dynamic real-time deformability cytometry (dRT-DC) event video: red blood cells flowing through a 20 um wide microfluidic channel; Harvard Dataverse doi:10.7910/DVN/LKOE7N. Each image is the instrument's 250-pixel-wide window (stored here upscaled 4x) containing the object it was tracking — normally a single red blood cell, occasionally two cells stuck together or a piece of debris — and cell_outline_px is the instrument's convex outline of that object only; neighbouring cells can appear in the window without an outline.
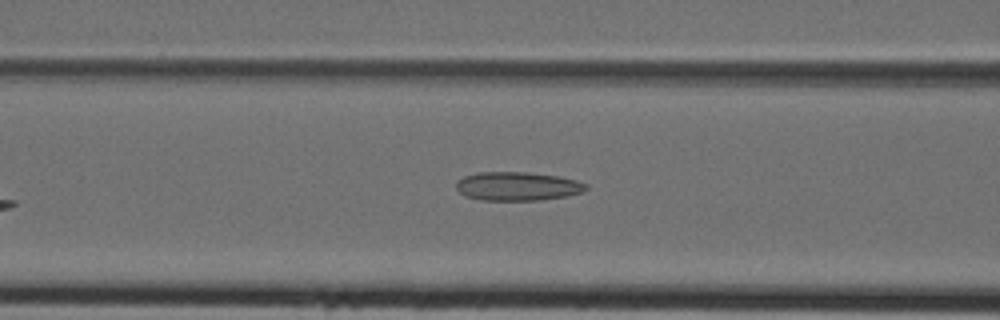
{"species": "Egyptian fruit bat (a non-hibernating species)", "species_latin": "Rousettus aegyptiacus", "temperature_condition": "cold", "stored_images_in_passage": 31, "camera_frame_rate_fps": 3000, "um_per_image_px": 0.085, "animal": {"sex": "female"}, "frame": {"image": 1, "passage_image": 7, "time_ms": 2.0, "image_size_px": [1000, 320], "cell_outline_px": [[588, 188], [584, 192], [568, 196], [540, 200], [480, 200], [464, 196], [456, 188], [456, 180], [464, 176], [480, 172], [528, 172], [556, 176], [576, 180], [588, 184]], "centroid_in_image_um": [43.99, 15.83], "position_along_channel_um": 122.6, "area_um2": 21.91}}
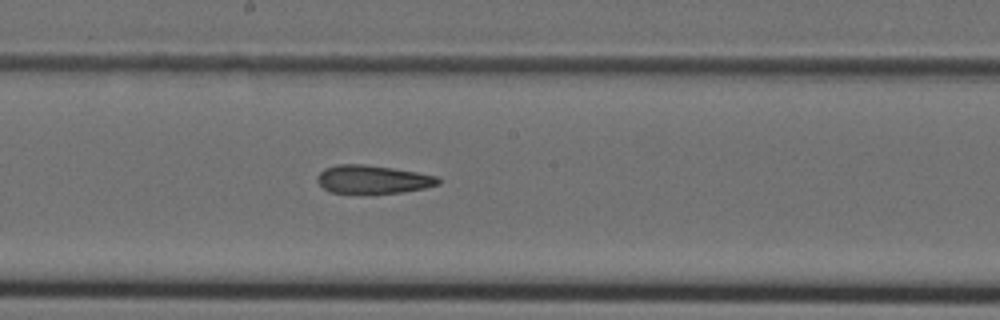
{"frame": {"image": 2, "passage_image": 13, "time_ms": 4.0, "image_size_px": [1000, 320], "cell_outline_px": [[440, 184], [424, 188], [400, 192], [360, 196], [328, 192], [316, 180], [316, 176], [324, 168], [336, 164], [364, 164], [392, 168], [416, 172], [436, 176], [440, 180]], "centroid_in_image_um": [31.61, 15.29], "position_along_channel_um": 216.6, "area_um2": 20.63}}
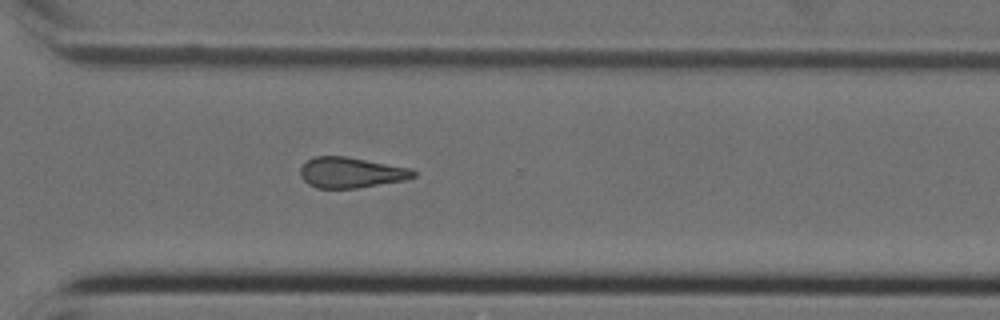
{"frame": {"image": 3, "passage_image": 21, "time_ms": 6.667, "image_size_px": [1000, 320], "cell_outline_px": [[416, 176], [404, 180], [356, 188], [316, 188], [308, 184], [300, 176], [300, 168], [308, 160], [316, 156], [344, 156], [412, 168], [416, 172]], "centroid_in_image_um": [29.83, 14.67], "position_along_channel_um": 340.8, "area_um2": 20.06}}